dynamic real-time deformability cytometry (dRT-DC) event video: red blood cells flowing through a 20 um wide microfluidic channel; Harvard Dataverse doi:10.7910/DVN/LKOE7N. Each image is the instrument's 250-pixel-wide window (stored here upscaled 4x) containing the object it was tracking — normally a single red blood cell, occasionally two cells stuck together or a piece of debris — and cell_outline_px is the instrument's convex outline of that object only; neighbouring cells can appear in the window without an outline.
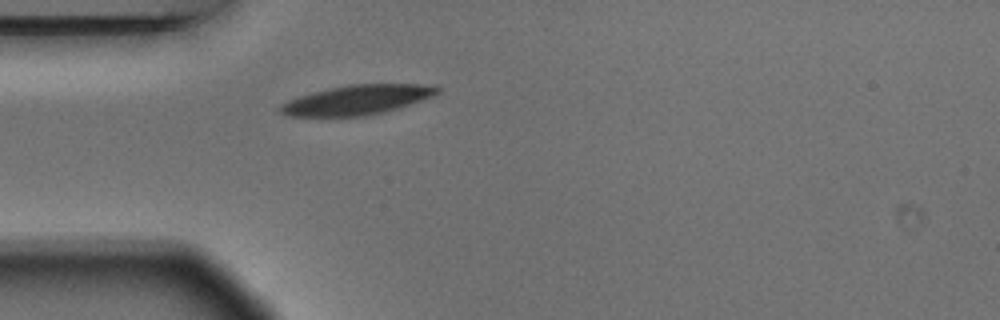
{"species": "Egyptian fruit bat (a non-hibernating species)", "species_latin": "Rousettus aegyptiacus", "temperature_condition": "warm", "stored_images_in_passage": 4, "camera_frame_rate_fps": 3000, "um_per_image_px": 0.085, "animal": {"sex": "male"}, "frame": {"image": 1, "passage_image": 4, "time_ms": 1.0, "image_size_px": [1000, 320], "cell_outline_px": [[440, 92], [432, 96], [400, 108], [372, 116], [284, 116], [276, 108], [280, 104], [288, 100], [312, 92], [328, 88], [352, 84], [436, 84], [440, 88]], "centroid_in_image_um": [30.36, 8.49], "position_along_channel_um": 54.6, "area_um2": 27.51}}